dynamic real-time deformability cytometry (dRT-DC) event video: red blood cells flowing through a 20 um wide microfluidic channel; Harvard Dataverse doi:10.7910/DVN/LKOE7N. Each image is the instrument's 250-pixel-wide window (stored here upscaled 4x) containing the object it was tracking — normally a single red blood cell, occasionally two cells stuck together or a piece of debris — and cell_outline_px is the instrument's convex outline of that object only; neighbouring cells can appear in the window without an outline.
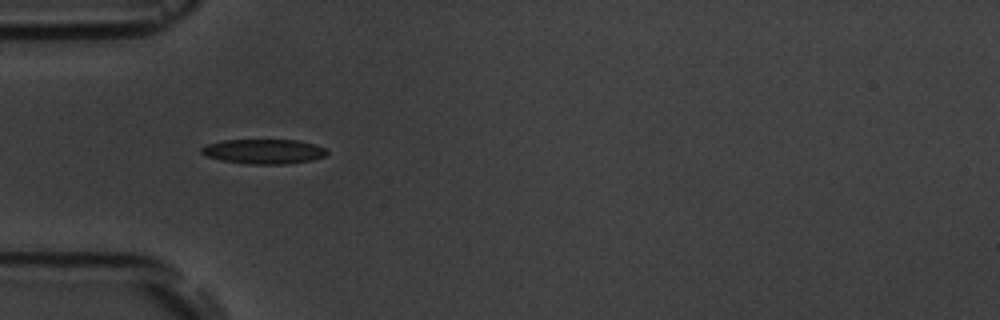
{"species": "common noctule bat (a hibernating species)", "species_latin": "Nyctalus noctula", "temperature_condition": "room temperature", "stored_images_in_passage": 6, "camera_frame_rate_fps": 3000, "um_per_image_px": 0.085, "animal": {"sex": "male", "body_mass_g": 19.5, "forearm_length_mm": 54.6}, "frame": {"image": 1, "passage_image": 5, "time_ms": 4.667, "image_size_px": [1000, 320], "cell_outline_px": [[328, 152], [324, 156], [312, 160], [284, 164], [248, 164], [220, 160], [208, 156], [200, 152], [200, 148], [208, 144], [224, 140], [296, 140], [316, 144], [324, 148]], "centroid_in_image_um": [22.42, 12.87], "position_along_channel_um": 62.6, "area_um2": 17.98}}
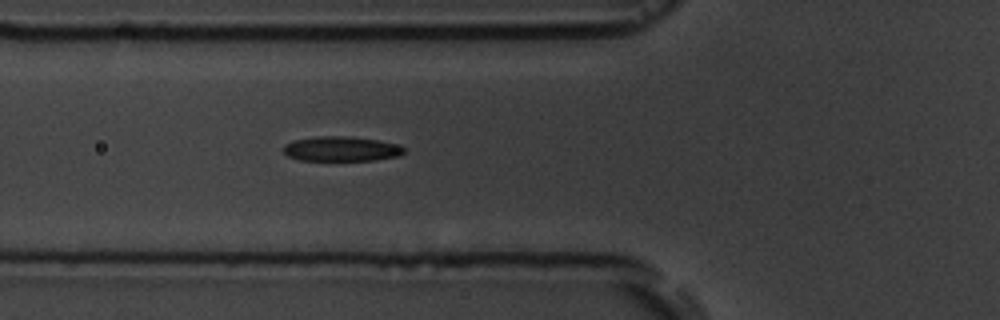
{"frame": {"image": 2, "passage_image": 6, "time_ms": 5.667, "image_size_px": [1000, 320], "cell_outline_px": [[404, 152], [400, 156], [372, 160], [300, 160], [288, 156], [284, 152], [284, 144], [292, 140], [316, 136], [352, 136], [380, 140], [396, 144], [404, 148]], "centroid_in_image_um": [29.0, 12.64], "position_along_channel_um": 96.8, "area_um2": 17.51}}